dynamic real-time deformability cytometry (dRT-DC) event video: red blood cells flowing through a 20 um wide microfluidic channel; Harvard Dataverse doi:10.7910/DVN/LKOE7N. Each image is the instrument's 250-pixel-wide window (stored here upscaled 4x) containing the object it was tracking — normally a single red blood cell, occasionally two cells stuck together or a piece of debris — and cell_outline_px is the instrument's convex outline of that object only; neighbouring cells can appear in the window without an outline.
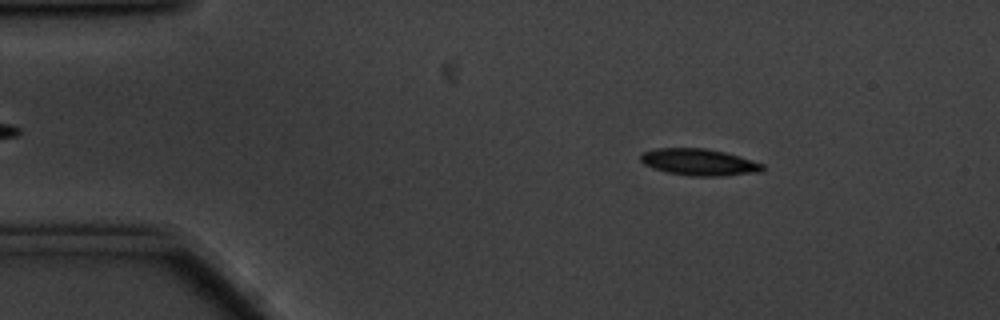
{"species": "common noctule bat (a hibernating species)", "species_latin": "Nyctalus noctula", "temperature_condition": "cold", "stored_images_in_passage": 58, "camera_frame_rate_fps": 3000, "um_per_image_px": 0.085, "animal": {"sex": "male", "body_mass_g": 20.1, "forearm_length_mm": 53.5}, "frame": {"image": 1, "passage_image": 9, "time_ms": 2.667, "image_size_px": [1000, 320], "cell_outline_px": [[764, 168], [760, 172], [720, 176], [692, 176], [668, 172], [644, 164], [640, 160], [640, 152], [656, 148], [704, 148], [724, 152], [764, 164]], "centroid_in_image_um": [59.4, 13.77], "position_along_channel_um": 25.6, "area_um2": 18.79}}
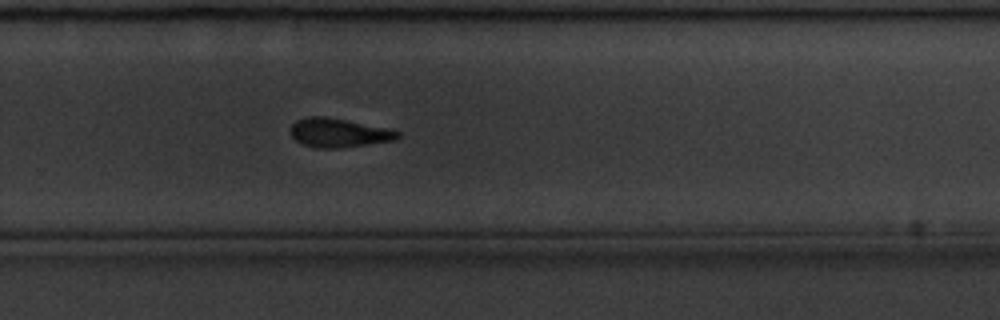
{"frame": {"image": 2, "passage_image": 38, "time_ms": 12.333, "image_size_px": [1000, 320], "cell_outline_px": [[400, 136], [396, 140], [340, 148], [316, 148], [304, 144], [296, 140], [292, 136], [292, 124], [296, 120], [304, 116], [324, 116], [388, 128], [400, 132]], "centroid_in_image_um": [28.8, 11.28], "position_along_channel_um": 301.0, "area_um2": 17.98}}
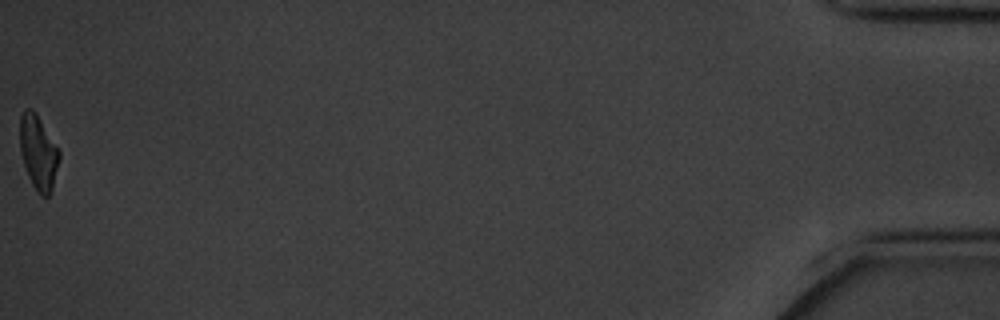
{"frame": {"image": 3, "passage_image": 58, "time_ms": 19.0, "image_size_px": [1000, 320], "cell_outline_px": [[60, 156], [52, 188], [48, 196], [40, 196], [36, 192], [28, 176], [20, 152], [20, 116], [24, 108], [32, 108], [36, 112], [60, 152]], "centroid_in_image_um": [3.24, 12.94], "position_along_channel_um": 432.0, "area_um2": 16.99}, "authors_computed_cell_mechanics": {"area_um2": 18.4382, "velocity_mm_per_s": 3.4595, "shape_relaxation_time_tau1_ms": 2.4956, "shape_relaxation_time_tau2_ms": 6.6743, "deformation_change_tau1": 0.1212, "deformation_change_tau2": 0.1489}}